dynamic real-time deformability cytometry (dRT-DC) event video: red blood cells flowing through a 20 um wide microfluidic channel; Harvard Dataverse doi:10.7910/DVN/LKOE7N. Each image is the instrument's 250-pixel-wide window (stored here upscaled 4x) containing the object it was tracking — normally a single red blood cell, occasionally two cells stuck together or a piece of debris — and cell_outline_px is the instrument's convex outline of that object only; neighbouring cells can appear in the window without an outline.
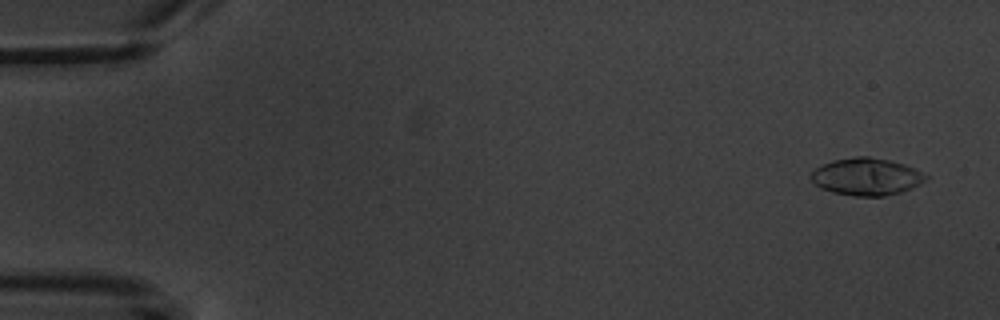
{"species": "common noctule bat (a hibernating species)", "species_latin": "Nyctalus noctula", "temperature_condition": "warm", "stored_images_in_passage": 5, "camera_frame_rate_fps": 3000, "um_per_image_px": 0.085, "animal": {"sex": "male", "body_mass_g": 20.1, "forearm_length_mm": 53.5}, "frame": {"image": 1, "passage_image": 1, "time_ms": 0.0, "image_size_px": [1000, 320], "cell_outline_px": [[928, 180], [912, 188], [900, 192], [884, 196], [856, 196], [832, 192], [820, 188], [812, 180], [812, 172], [816, 168], [832, 160], [856, 156], [868, 156], [888, 160], [904, 164], [916, 168], [928, 176]], "centroid_in_image_um": [73.69, 15.01], "position_along_channel_um": 11.3, "area_um2": 24.91}}
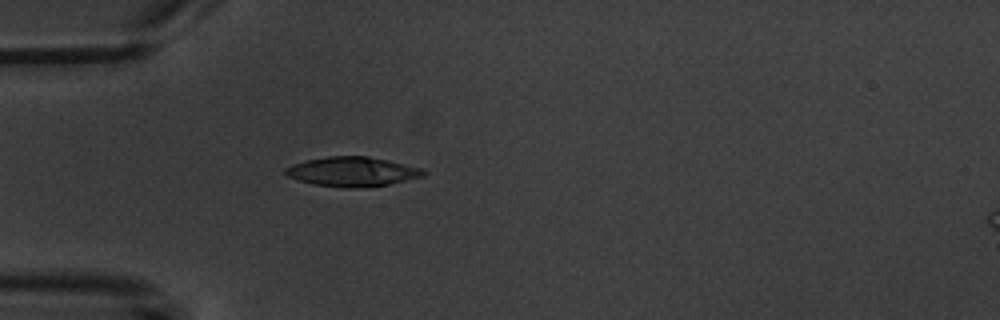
{"frame": {"image": 2, "passage_image": 5, "time_ms": 4.667, "image_size_px": [1000, 320], "cell_outline_px": [[428, 172], [424, 176], [388, 184], [356, 188], [344, 188], [312, 184], [296, 180], [288, 176], [284, 172], [284, 168], [292, 164], [308, 160], [328, 156], [368, 156], [388, 160], [420, 168]], "centroid_in_image_um": [29.91, 14.59], "position_along_channel_um": 55.1, "area_um2": 23.7}}